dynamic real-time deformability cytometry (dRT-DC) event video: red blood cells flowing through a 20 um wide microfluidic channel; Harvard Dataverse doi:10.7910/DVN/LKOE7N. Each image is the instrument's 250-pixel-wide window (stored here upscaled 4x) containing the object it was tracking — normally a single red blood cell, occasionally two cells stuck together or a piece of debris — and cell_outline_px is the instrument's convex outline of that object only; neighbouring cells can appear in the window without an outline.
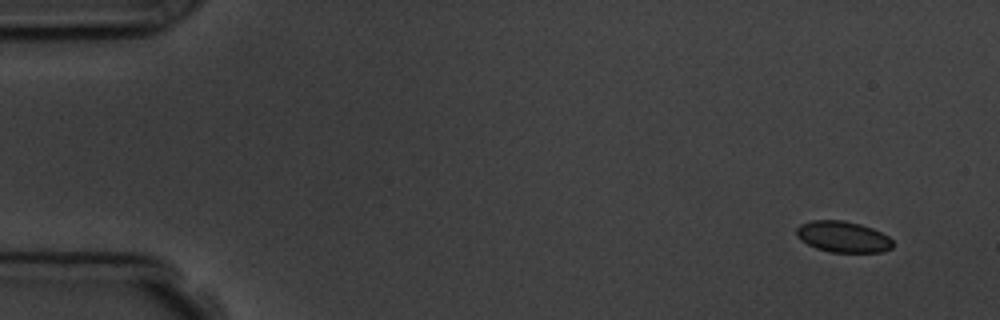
{"species": "common noctule bat (a hibernating species)", "species_latin": "Nyctalus noctula", "temperature_condition": "room temperature", "stored_images_in_passage": 4, "camera_frame_rate_fps": 3000, "um_per_image_px": 0.085, "animal": {"sex": "male", "body_mass_g": 19.5, "forearm_length_mm": 54.6}, "frame": {"image": 1, "passage_image": 1, "time_ms": 0.0, "image_size_px": [1000, 320], "cell_outline_px": [[892, 248], [884, 252], [828, 252], [816, 248], [800, 240], [796, 236], [796, 228], [800, 224], [812, 220], [844, 220], [860, 224], [872, 228], [888, 236], [892, 240]], "centroid_in_image_um": [71.63, 20.12], "position_along_channel_um": 13.4, "area_um2": 17.57}}
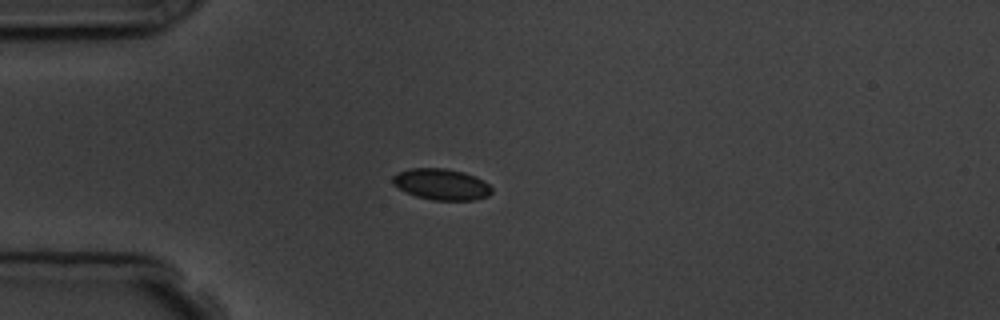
{"frame": {"image": 2, "passage_image": 4, "time_ms": 3.667, "image_size_px": [1000, 320], "cell_outline_px": [[492, 192], [488, 196], [476, 200], [432, 200], [416, 196], [392, 184], [392, 176], [396, 172], [408, 168], [444, 168], [464, 172], [476, 176], [484, 180], [492, 188]], "centroid_in_image_um": [37.53, 15.65], "position_along_channel_um": 47.5, "area_um2": 18.15}}